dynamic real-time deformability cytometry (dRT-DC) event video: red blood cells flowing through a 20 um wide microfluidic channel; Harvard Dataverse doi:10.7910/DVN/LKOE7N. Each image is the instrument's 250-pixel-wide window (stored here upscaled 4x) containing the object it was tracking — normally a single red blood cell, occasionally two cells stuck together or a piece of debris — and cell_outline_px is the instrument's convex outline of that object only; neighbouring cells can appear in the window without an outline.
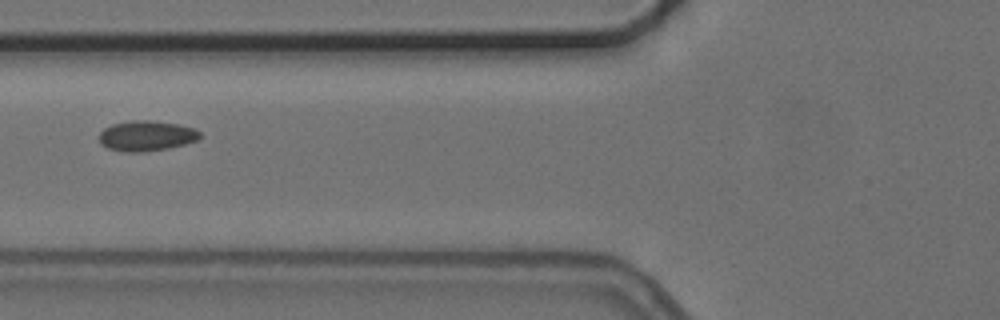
{"species": "common noctule bat (a hibernating species)", "species_latin": "Nyctalus noctula", "temperature_condition": "cold", "stored_images_in_passage": 3, "camera_frame_rate_fps": 3000, "um_per_image_px": 0.085, "animal": {"sex": "female", "body_mass_g": 24.6, "forearm_length_mm": 56.2}, "frame": {"image": 1, "passage_image": 3, "time_ms": 2.333, "image_size_px": [1000, 320], "cell_outline_px": [[200, 136], [196, 140], [184, 144], [168, 148], [140, 152], [124, 152], [108, 148], [100, 144], [100, 132], [104, 128], [112, 124], [132, 120], [148, 120], [180, 124], [196, 128], [200, 132]], "centroid_in_image_um": [12.44, 11.54], "position_along_channel_um": 113.4, "area_um2": 17.8}}